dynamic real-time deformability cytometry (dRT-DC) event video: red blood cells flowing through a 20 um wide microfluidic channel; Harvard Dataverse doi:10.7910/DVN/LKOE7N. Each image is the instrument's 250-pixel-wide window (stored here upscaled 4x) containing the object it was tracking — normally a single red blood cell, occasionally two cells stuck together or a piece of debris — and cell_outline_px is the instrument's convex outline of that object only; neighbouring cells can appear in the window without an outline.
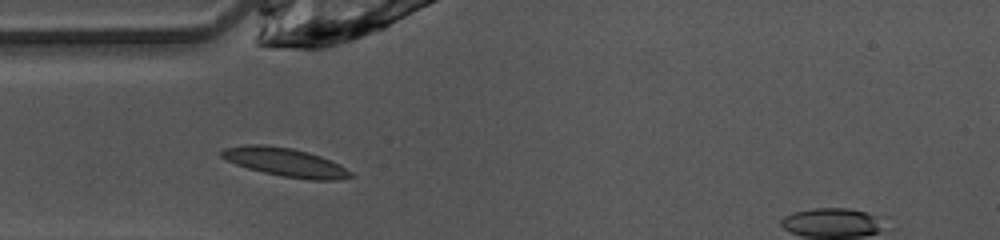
{"species": "common noctule bat (a hibernating species)", "species_latin": "Nyctalus noctula", "temperature_condition": "warm", "stored_images_in_passage": 32, "camera_frame_rate_fps": 3000, "um_per_image_px": 0.085, "animal": {"sex": "female", "body_mass_g": 10.0, "forearm_length_mm": 53.1}, "frame": {"image": 1, "passage_image": 4, "time_ms": 1.0, "image_size_px": [1000, 240], "cell_outline_px": [[356, 176], [336, 180], [308, 180], [284, 176], [264, 172], [248, 168], [236, 164], [220, 156], [220, 152], [224, 148], [244, 144], [264, 144], [292, 148], [308, 152], [320, 156], [340, 164], [352, 172]], "centroid_in_image_um": [24.28, 13.78], "position_along_channel_um": 60.7, "area_um2": 21.5}}
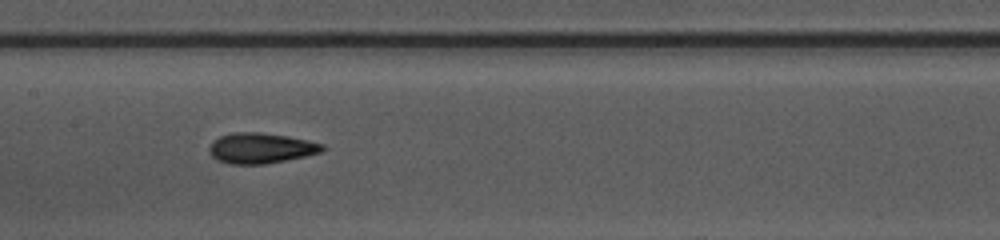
{"frame": {"image": 2, "passage_image": 13, "time_ms": 4.0, "image_size_px": [1000, 240], "cell_outline_px": [[324, 148], [320, 152], [304, 156], [264, 164], [228, 164], [216, 160], [212, 156], [212, 140], [220, 136], [232, 132], [260, 132], [288, 136], [308, 140], [324, 144]], "centroid_in_image_um": [22.17, 12.58], "position_along_channel_um": 185.2, "area_um2": 19.88}}
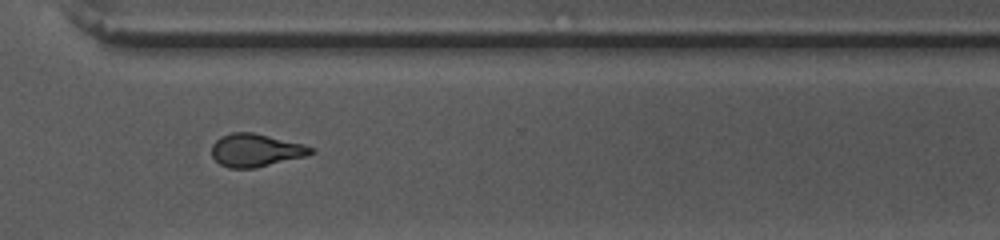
{"frame": {"image": 3, "passage_image": 25, "time_ms": 8.0, "image_size_px": [1000, 240], "cell_outline_px": [[316, 152], [304, 156], [256, 168], [228, 168], [220, 164], [212, 156], [212, 144], [220, 136], [232, 132], [252, 132], [304, 144], [316, 148]], "centroid_in_image_um": [21.74, 12.77], "position_along_channel_um": 348.9, "area_um2": 19.07}, "authors_computed_cell_mechanics": {"area_um2": 19.3052, "velocity_mm_per_s": 4.1028, "shape_relaxation_time_tau1_ms": 3.3701, "shape_relaxation_time_tau2_ms": 2.0128, "deformation_change_tau1": 0.1608, "deformation_change_tau2": 0.1009}}